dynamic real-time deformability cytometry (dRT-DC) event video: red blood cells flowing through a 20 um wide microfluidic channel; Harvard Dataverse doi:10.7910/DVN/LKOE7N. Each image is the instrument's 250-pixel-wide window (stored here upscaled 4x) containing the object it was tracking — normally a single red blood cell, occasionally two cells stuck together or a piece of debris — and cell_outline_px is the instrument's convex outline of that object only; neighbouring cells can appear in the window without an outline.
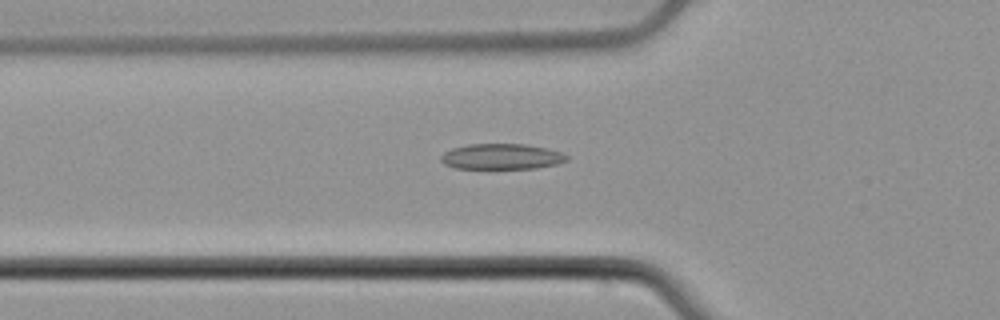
{"species": "common noctule bat (a hibernating species)", "species_latin": "Nyctalus noctula", "temperature_condition": "cold", "stored_images_in_passage": 54, "camera_frame_rate_fps": 3000, "um_per_image_px": 0.085, "animal": {"sex": "male", "body_mass_g": 21.5, "forearm_length_mm": 52.0}, "frame": {"image": 1, "passage_image": 19, "time_ms": 6.0, "image_size_px": [1000, 320], "cell_outline_px": [[568, 160], [556, 164], [536, 168], [456, 168], [444, 164], [440, 160], [440, 156], [444, 152], [452, 148], [468, 144], [524, 144], [548, 148], [560, 152], [568, 156]], "centroid_in_image_um": [42.62, 13.3], "position_along_channel_um": 83.2, "area_um2": 18.73}}
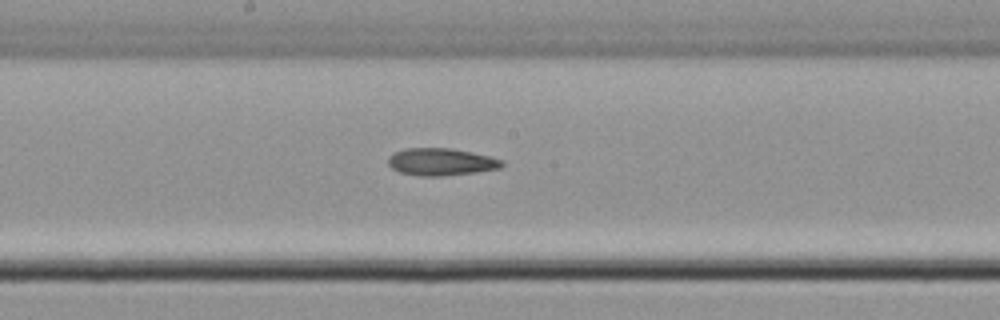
{"frame": {"image": 2, "passage_image": 29, "time_ms": 9.333, "image_size_px": [1000, 320], "cell_outline_px": [[504, 164], [500, 168], [476, 172], [440, 176], [420, 176], [400, 172], [392, 168], [388, 164], [388, 156], [404, 148], [452, 148], [488, 156], [504, 160]], "centroid_in_image_um": [37.48, 13.76], "position_along_channel_um": 210.7, "area_um2": 18.03}}
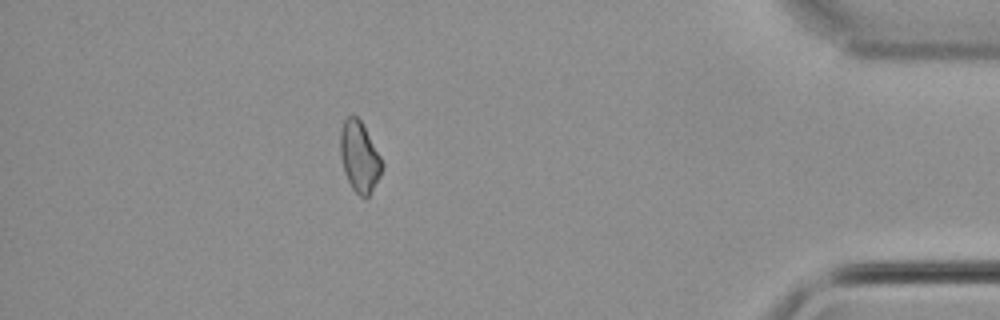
{"frame": {"image": 3, "passage_image": 48, "time_ms": 15.667, "image_size_px": [1000, 320], "cell_outline_px": [[384, 168], [368, 200], [360, 196], [352, 188], [344, 172], [340, 156], [340, 132], [344, 120], [348, 116], [356, 116], [360, 120], [380, 156], [384, 164]], "centroid_in_image_um": [30.56, 13.38], "position_along_channel_um": 404.6, "area_um2": 17.22}}